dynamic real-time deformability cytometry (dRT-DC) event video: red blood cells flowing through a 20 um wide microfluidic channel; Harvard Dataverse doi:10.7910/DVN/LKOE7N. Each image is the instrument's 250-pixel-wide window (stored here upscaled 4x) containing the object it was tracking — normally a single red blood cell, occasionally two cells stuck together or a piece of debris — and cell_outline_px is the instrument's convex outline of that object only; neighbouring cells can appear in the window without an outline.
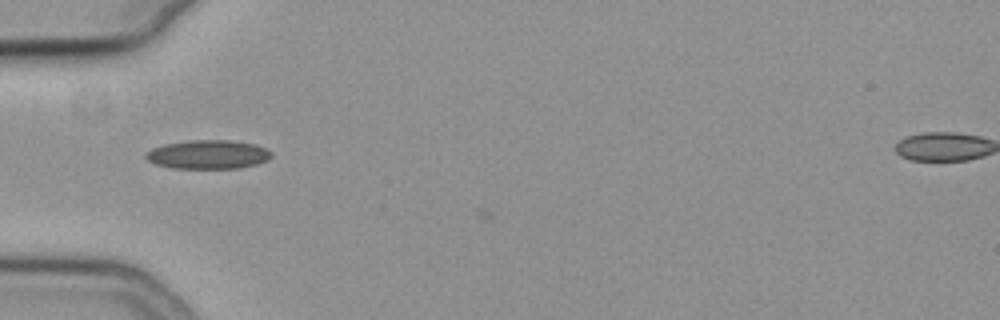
{"species": "common noctule bat (a hibernating species)", "species_latin": "Nyctalus noctula", "temperature_condition": "cold", "stored_images_in_passage": 32, "camera_frame_rate_fps": 3000, "um_per_image_px": 0.085, "animal": {"sex": "female", "body_mass_g": 19.3, "forearm_length_mm": 54.1}, "frame": {"image": 1, "passage_image": 1, "time_ms": 0.0, "image_size_px": [1000, 320], "cell_outline_px": [[272, 156], [268, 160], [256, 164], [236, 168], [172, 168], [156, 164], [148, 160], [144, 156], [152, 148], [164, 144], [188, 140], [232, 140], [256, 144], [272, 152]], "centroid_in_image_um": [17.7, 13.12], "position_along_channel_um": 67.3, "area_um2": 21.1}}
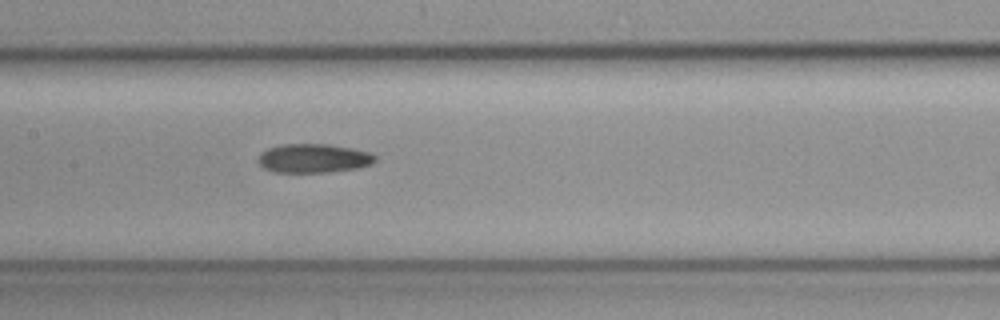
{"frame": {"image": 2, "passage_image": 10, "time_ms": 3.0, "image_size_px": [1000, 320], "cell_outline_px": [[376, 160], [372, 164], [360, 168], [328, 172], [276, 172], [264, 168], [260, 164], [260, 152], [268, 148], [280, 144], [328, 144], [352, 148], [368, 152], [376, 156]], "centroid_in_image_um": [26.68, 13.45], "position_along_channel_um": 180.7, "area_um2": 19.71}}
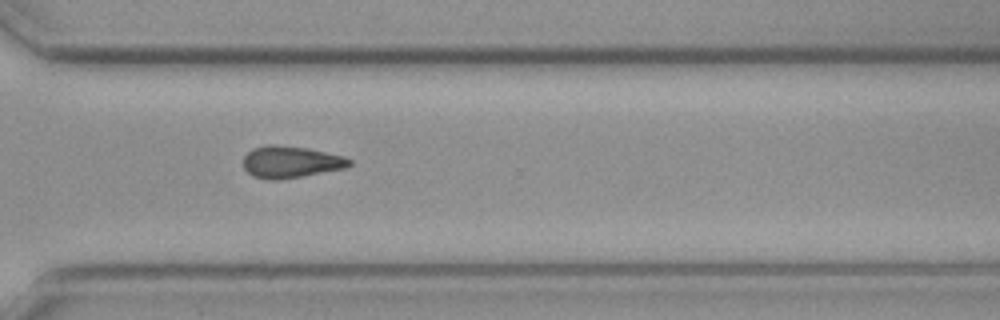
{"frame": {"image": 3, "passage_image": 23, "time_ms": 7.333, "image_size_px": [1000, 320], "cell_outline_px": [[352, 164], [348, 168], [280, 180], [268, 180], [252, 176], [244, 168], [244, 156], [252, 148], [268, 144], [276, 144], [308, 148], [344, 156], [352, 160]], "centroid_in_image_um": [24.73, 13.77], "position_along_channel_um": 345.9, "area_um2": 20.0}}